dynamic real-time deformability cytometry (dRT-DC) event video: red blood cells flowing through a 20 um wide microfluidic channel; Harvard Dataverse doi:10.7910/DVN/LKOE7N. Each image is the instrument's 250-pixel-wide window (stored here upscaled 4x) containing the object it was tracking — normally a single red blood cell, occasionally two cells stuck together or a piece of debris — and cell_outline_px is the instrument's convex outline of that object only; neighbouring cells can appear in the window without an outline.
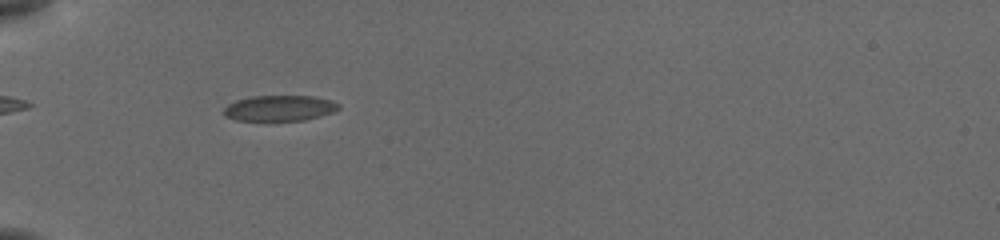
{"species": "common noctule bat (a hibernating species)", "species_latin": "Nyctalus noctula", "temperature_condition": "cold", "stored_images_in_passage": 40, "camera_frame_rate_fps": 3000, "um_per_image_px": 0.085, "animal": {"sex": "female", "body_mass_g": 19.5, "forearm_length_mm": 54.1}, "frame": {"image": 1, "passage_image": 4, "time_ms": 1.0, "image_size_px": [1000, 240], "cell_outline_px": [[340, 108], [332, 112], [304, 120], [236, 120], [224, 116], [224, 108], [228, 104], [236, 100], [252, 96], [312, 96], [328, 100], [340, 104]], "centroid_in_image_um": [23.73, 9.19], "position_along_channel_um": 61.3, "area_um2": 16.94}}
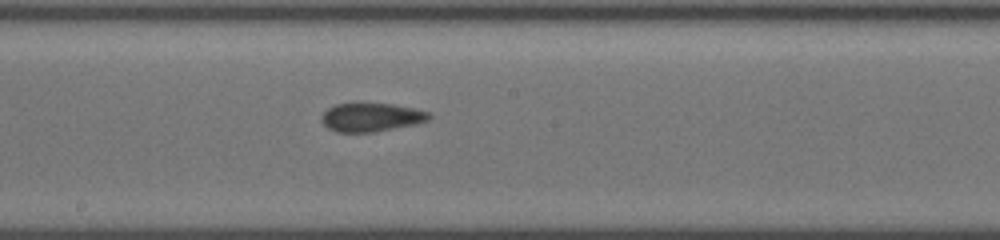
{"frame": {"image": 2, "passage_image": 17, "time_ms": 5.333, "image_size_px": [1000, 240], "cell_outline_px": [[432, 116], [428, 120], [416, 124], [372, 132], [336, 132], [328, 128], [320, 120], [320, 116], [328, 108], [336, 104], [352, 100], [392, 104], [412, 108], [428, 112]], "centroid_in_image_um": [31.49, 9.92], "position_along_channel_um": 216.7, "area_um2": 18.5}}
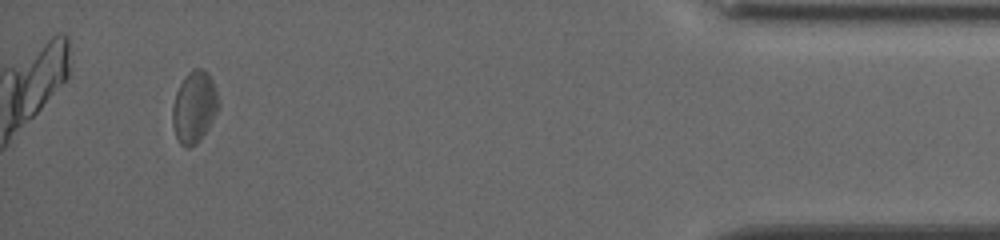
{"frame": {"image": 3, "passage_image": 37, "time_ms": 12.0, "image_size_px": [1000, 240], "cell_outline_px": [[220, 104], [208, 128], [200, 140], [196, 144], [188, 148], [184, 148], [176, 140], [172, 124], [172, 108], [176, 92], [184, 76], [192, 68], [204, 68], [208, 72], [212, 80]], "centroid_in_image_um": [16.49, 9.1], "position_along_channel_um": 418.7, "area_um2": 19.42}, "authors_computed_cell_mechanics": {"area_um2": 17.7157, "velocity_mm_per_s": 3.8412, "shape_relaxation_time_tau1_ms": 6.0199, "shape_relaxation_time_tau2_ms": 1.6055, "deformation_change_tau1": 0.1097, "deformation_change_tau2": 0.0712}}